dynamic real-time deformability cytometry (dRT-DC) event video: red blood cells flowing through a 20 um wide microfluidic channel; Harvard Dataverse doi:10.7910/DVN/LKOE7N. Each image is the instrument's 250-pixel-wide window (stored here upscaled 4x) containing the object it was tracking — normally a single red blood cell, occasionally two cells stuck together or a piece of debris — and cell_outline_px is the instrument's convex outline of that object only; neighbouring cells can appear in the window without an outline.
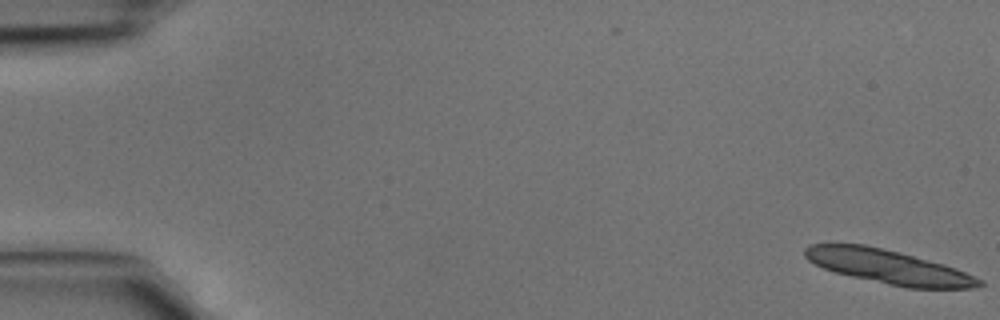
{"species": "common noctule bat (a hibernating species)", "species_latin": "Nyctalus noctula", "temperature_condition": "cold", "stored_images_in_passage": 6, "segment_of_instrument_passage": [1, 2], "camera_frame_rate_fps": 3000, "um_per_image_px": 0.085, "animal": {"sex": "male", "body_mass_g": 15.6}, "frame": {"image": 1, "passage_image": 1, "time_ms": 0.0, "image_size_px": [1000, 320], "cell_outline_px": [[984, 284], [972, 288], [908, 288], [888, 284], [852, 276], [836, 272], [824, 268], [808, 260], [804, 256], [804, 248], [808, 244], [864, 244], [900, 252], [944, 264], [956, 268], [984, 280]], "centroid_in_image_um": [75.53, 22.67], "position_along_channel_um": 9.5, "area_um2": 34.33}}